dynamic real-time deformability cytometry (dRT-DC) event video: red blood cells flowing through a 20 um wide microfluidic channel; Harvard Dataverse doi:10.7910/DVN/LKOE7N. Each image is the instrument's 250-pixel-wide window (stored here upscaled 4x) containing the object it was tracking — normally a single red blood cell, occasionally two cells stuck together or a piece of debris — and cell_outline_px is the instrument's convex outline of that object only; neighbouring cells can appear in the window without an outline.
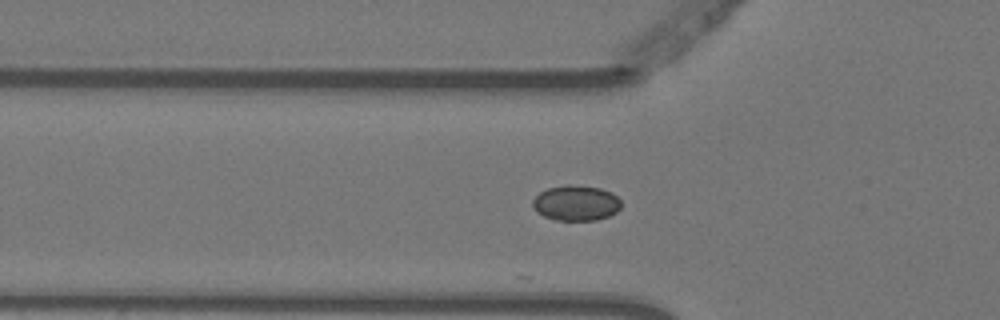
{"species": "Egyptian fruit bat (a non-hibernating species)", "species_latin": "Rousettus aegyptiacus", "temperature_condition": "warm", "stored_images_in_passage": 5, "camera_frame_rate_fps": 3000, "um_per_image_px": 0.085, "animal": {"sex": "female"}, "frame": {"image": 1, "passage_image": 5, "time_ms": 1.333, "image_size_px": [1000, 320], "cell_outline_px": [[620, 208], [616, 212], [608, 216], [596, 220], [556, 220], [544, 216], [536, 212], [532, 204], [532, 200], [540, 192], [548, 188], [568, 184], [600, 188], [612, 192], [620, 200]], "centroid_in_image_um": [48.95, 17.25], "position_along_channel_um": 76.9, "area_um2": 18.21}}